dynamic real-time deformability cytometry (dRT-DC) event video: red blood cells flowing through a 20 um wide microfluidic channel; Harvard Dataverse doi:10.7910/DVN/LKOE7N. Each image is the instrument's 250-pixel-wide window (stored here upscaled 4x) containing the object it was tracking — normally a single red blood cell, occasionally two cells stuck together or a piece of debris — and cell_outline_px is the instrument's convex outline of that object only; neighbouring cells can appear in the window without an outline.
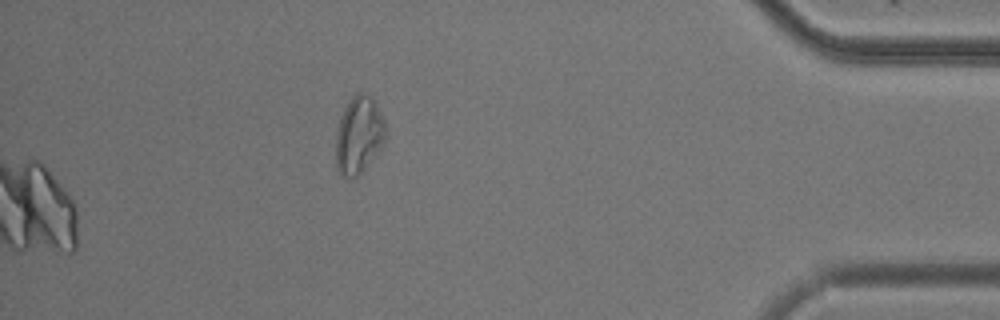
{"species": "common noctule bat (a hibernating species)", "species_latin": "Nyctalus noctula", "temperature_condition": "cold", "stored_images_in_passage": 53, "camera_frame_rate_fps": 3000, "um_per_image_px": 0.085, "animal": {"sex": "male", "body_mass_g": 20.5, "forearm_length_mm": 52.5}, "frame": {"image": 1, "passage_image": 53, "time_ms": 17.333, "image_size_px": [1000, 320], "cell_outline_px": [[384, 144], [376, 156], [352, 180], [344, 176], [336, 168], [336, 132], [340, 116], [348, 100], [356, 92], [364, 92], [372, 96], [384, 120]], "centroid_in_image_um": [30.48, 11.46], "position_along_channel_um": 404.7, "area_um2": 22.54}}